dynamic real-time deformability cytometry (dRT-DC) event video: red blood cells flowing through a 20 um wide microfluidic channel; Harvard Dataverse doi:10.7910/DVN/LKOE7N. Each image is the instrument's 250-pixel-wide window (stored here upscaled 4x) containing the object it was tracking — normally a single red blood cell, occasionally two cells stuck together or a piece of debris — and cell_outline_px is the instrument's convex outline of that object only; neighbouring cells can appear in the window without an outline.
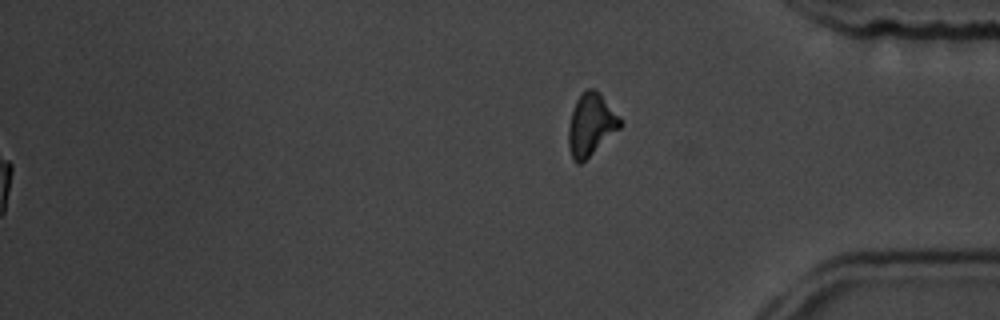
{"species": "common noctule bat (a hibernating species)", "species_latin": "Nyctalus noctula", "temperature_condition": "room temperature", "stored_images_in_passage": 54, "segment_of_instrument_passage": [2, 2], "camera_frame_rate_fps": 3000, "um_per_image_px": 0.085, "animal": {"sex": "male", "body_mass_g": 19.5, "forearm_length_mm": 54.6}, "frame": {"image": 1, "passage_image": 54, "time_ms": 17.667, "image_size_px": [1000, 320], "cell_outline_px": [[624, 124], [620, 128], [580, 164], [576, 164], [572, 160], [568, 144], [568, 128], [572, 112], [576, 100], [588, 88], [596, 88], [600, 92], [624, 120]], "centroid_in_image_um": [50.26, 10.58], "position_along_channel_um": 384.9, "area_um2": 18.9}}